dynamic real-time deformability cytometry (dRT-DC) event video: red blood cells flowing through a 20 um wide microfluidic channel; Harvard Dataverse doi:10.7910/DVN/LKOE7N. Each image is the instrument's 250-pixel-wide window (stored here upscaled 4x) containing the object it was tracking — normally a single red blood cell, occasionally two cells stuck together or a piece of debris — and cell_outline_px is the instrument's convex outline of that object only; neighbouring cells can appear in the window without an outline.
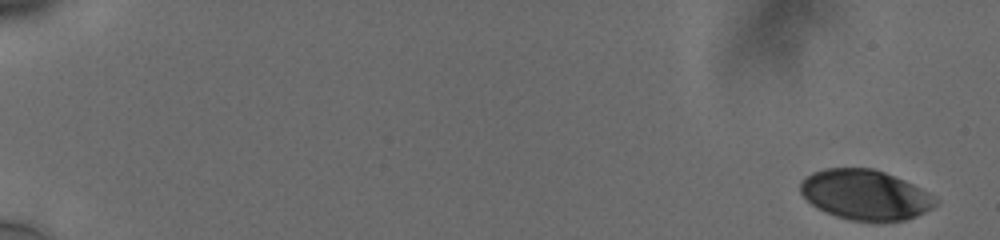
{"species": "human", "species_latin": "Homo sapiens", "temperature_condition": "cold", "stored_images_in_passage": 46, "camera_frame_rate_fps": 3000, "um_per_image_px": 0.085, "donor": {"sex": "male"}, "frame": {"image": 1, "passage_image": 1, "time_ms": 0.0, "image_size_px": [1000, 240], "cell_outline_px": [[940, 200], [932, 208], [916, 216], [904, 220], [876, 224], [852, 220], [836, 216], [812, 204], [800, 192], [800, 180], [812, 172], [824, 168], [872, 168], [884, 172], [904, 180], [928, 192]], "centroid_in_image_um": [73.56, 16.58], "position_along_channel_um": 11.4, "area_um2": 39.71}}
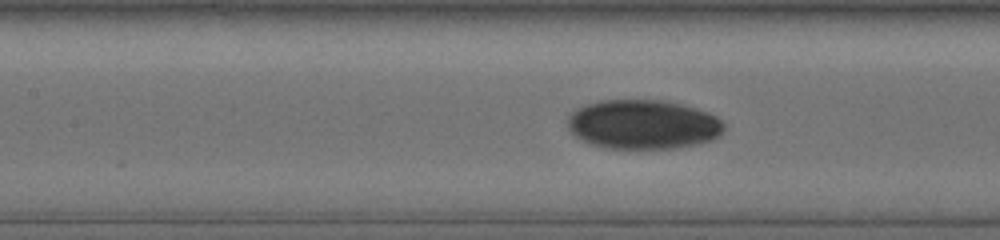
{"frame": {"image": 2, "passage_image": 26, "time_ms": 9.0, "image_size_px": [1000, 240], "cell_outline_px": [[724, 128], [720, 136], [712, 140], [696, 144], [676, 148], [604, 148], [588, 144], [576, 136], [568, 128], [568, 116], [576, 108], [600, 100], [664, 100], [684, 104], [708, 112], [716, 116], [724, 124]], "centroid_in_image_um": [54.67, 10.57], "position_along_channel_um": 152.7, "area_um2": 45.2}}
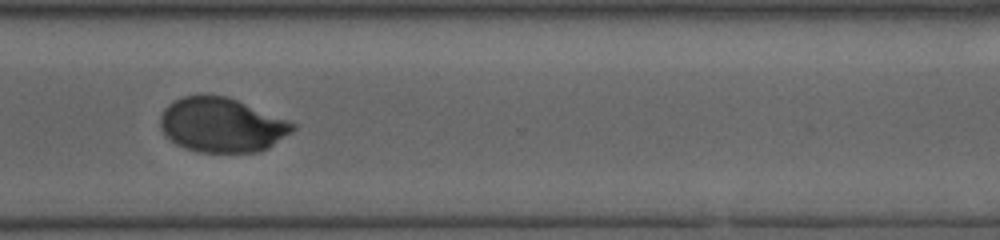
{"frame": {"image": 3, "passage_image": 45, "time_ms": 14.333, "image_size_px": [1000, 240], "cell_outline_px": [[296, 128], [292, 132], [268, 148], [256, 152], [200, 152], [184, 148], [176, 144], [164, 136], [160, 128], [160, 116], [164, 108], [168, 104], [184, 96], [228, 96], [296, 124]], "centroid_in_image_um": [18.82, 10.64], "position_along_channel_um": 351.8, "area_um2": 41.85}}